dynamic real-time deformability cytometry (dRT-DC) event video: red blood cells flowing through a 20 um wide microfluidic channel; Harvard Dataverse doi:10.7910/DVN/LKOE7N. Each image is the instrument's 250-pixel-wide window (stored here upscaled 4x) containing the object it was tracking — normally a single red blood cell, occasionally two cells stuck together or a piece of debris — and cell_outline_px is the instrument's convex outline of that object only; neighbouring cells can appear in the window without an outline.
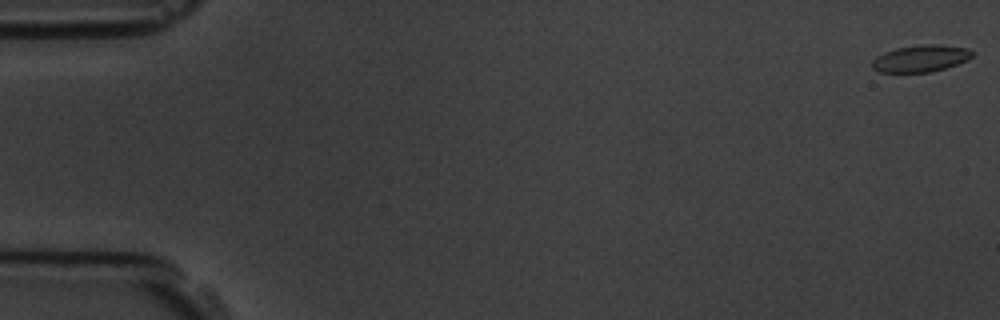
{"species": "common noctule bat (a hibernating species)", "species_latin": "Nyctalus noctula", "temperature_condition": "room temperature", "stored_images_in_passage": 57, "camera_frame_rate_fps": 3000, "um_per_image_px": 0.085, "animal": {"sex": "male", "body_mass_g": 19.5, "forearm_length_mm": 54.6}, "frame": {"image": 1, "passage_image": 1, "time_ms": 0.0, "image_size_px": [1000, 320], "cell_outline_px": [[972, 56], [968, 60], [932, 72], [880, 72], [872, 68], [872, 60], [876, 56], [884, 52], [896, 48], [928, 44], [936, 44], [964, 48], [972, 52]], "centroid_in_image_um": [78.21, 4.98], "position_along_channel_um": 6.8, "area_um2": 15.43}}
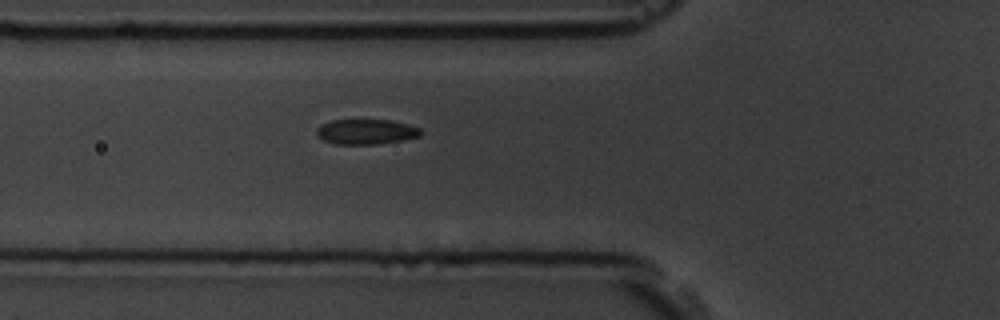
{"frame": {"image": 2, "passage_image": 21, "time_ms": 6.667, "image_size_px": [1000, 320], "cell_outline_px": [[424, 132], [420, 136], [404, 140], [376, 144], [336, 144], [324, 140], [316, 136], [316, 128], [320, 124], [332, 120], [392, 120], [408, 124], [420, 128]], "centroid_in_image_um": [31.13, 11.19], "position_along_channel_um": 94.7, "area_um2": 15.43}}
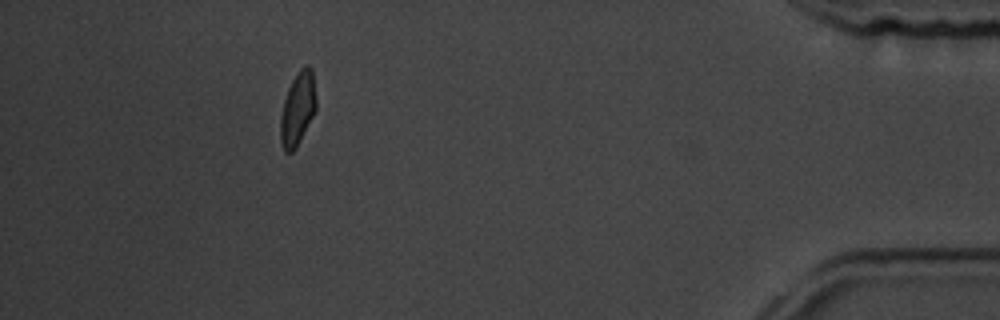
{"frame": {"image": 3, "passage_image": 52, "time_ms": 17.0, "image_size_px": [1000, 320], "cell_outline_px": [[316, 108], [296, 148], [292, 152], [284, 152], [280, 140], [280, 116], [284, 100], [288, 88], [292, 80], [300, 68], [304, 64], [308, 64], [312, 68], [316, 96]], "centroid_in_image_um": [25.29, 9.21], "position_along_channel_um": 409.9, "area_um2": 15.26}, "authors_computed_cell_mechanics": {"area_um2": 15.895, "velocity_mm_per_s": 3.6033, "shape_relaxation_time_tau1_ms": 3.168, "shape_relaxation_time_tau2_ms": 1.2094, "deformation_change_tau1": 0.0986, "deformation_change_tau2": 0.0506}}